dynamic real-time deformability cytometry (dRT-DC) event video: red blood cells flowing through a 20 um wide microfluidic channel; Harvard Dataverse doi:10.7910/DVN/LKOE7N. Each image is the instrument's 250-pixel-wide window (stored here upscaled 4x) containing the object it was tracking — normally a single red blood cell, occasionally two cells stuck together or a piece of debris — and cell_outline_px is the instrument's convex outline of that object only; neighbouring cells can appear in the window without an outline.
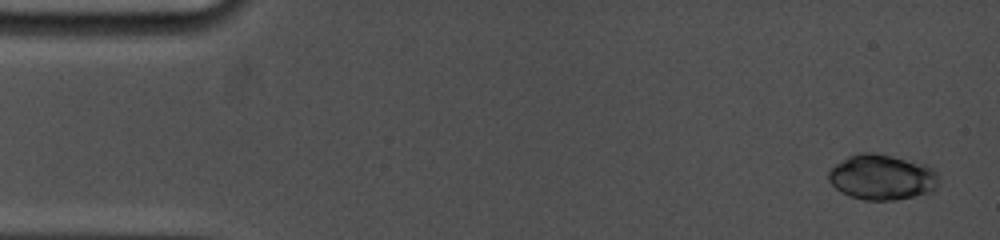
{"species": "common noctule bat (a hibernating species)", "species_latin": "Nyctalus noctula", "temperature_condition": "cold", "stored_images_in_passage": 9, "camera_frame_rate_fps": 5000, "um_per_image_px": 0.085, "animal": {"sex": "female", "body_mass_g": 19.0, "forearm_length_mm": 53.3}, "frame": {"image": 1, "passage_image": 1, "time_ms": 0.0, "image_size_px": [1000, 240], "cell_outline_px": [[940, 176], [936, 188], [932, 192], [896, 200], [864, 200], [848, 196], [840, 192], [828, 180], [828, 172], [836, 164], [848, 156], [860, 152], [872, 152], [892, 156], [924, 164], [932, 168]], "centroid_in_image_um": [74.97, 15.07], "position_along_channel_um": 10.0, "area_um2": 29.3}}
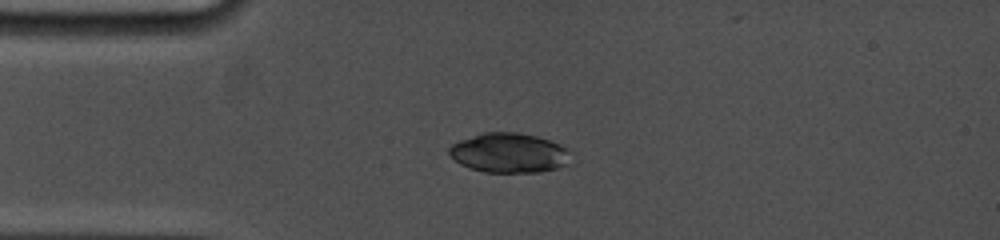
{"frame": {"image": 2, "passage_image": 6, "time_ms": 3.4, "image_size_px": [1000, 240], "cell_outline_px": [[568, 164], [556, 168], [540, 172], [484, 172], [460, 164], [448, 152], [448, 148], [452, 144], [460, 140], [484, 132], [516, 132], [536, 136], [548, 140], [564, 148], [568, 152]], "centroid_in_image_um": [43.23, 13.0], "position_along_channel_um": 41.8, "area_um2": 27.63}}
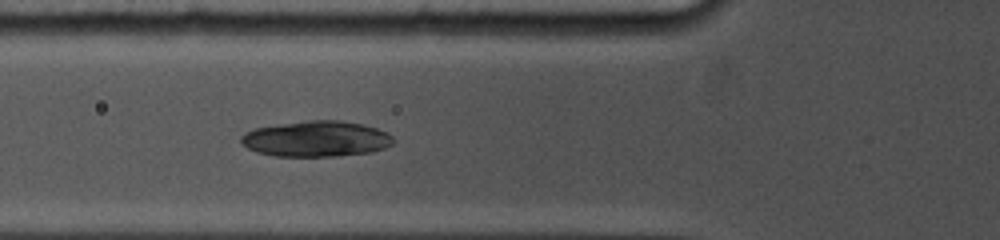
{"frame": {"image": 3, "passage_image": 9, "time_ms": 5.4, "image_size_px": [1000, 240], "cell_outline_px": [[396, 140], [392, 144], [384, 148], [372, 152], [336, 156], [272, 156], [256, 152], [240, 144], [240, 136], [244, 132], [256, 128], [280, 124], [308, 120], [340, 120], [364, 124], [388, 132]], "centroid_in_image_um": [26.88, 11.8], "position_along_channel_um": 98.9, "area_um2": 32.02}}